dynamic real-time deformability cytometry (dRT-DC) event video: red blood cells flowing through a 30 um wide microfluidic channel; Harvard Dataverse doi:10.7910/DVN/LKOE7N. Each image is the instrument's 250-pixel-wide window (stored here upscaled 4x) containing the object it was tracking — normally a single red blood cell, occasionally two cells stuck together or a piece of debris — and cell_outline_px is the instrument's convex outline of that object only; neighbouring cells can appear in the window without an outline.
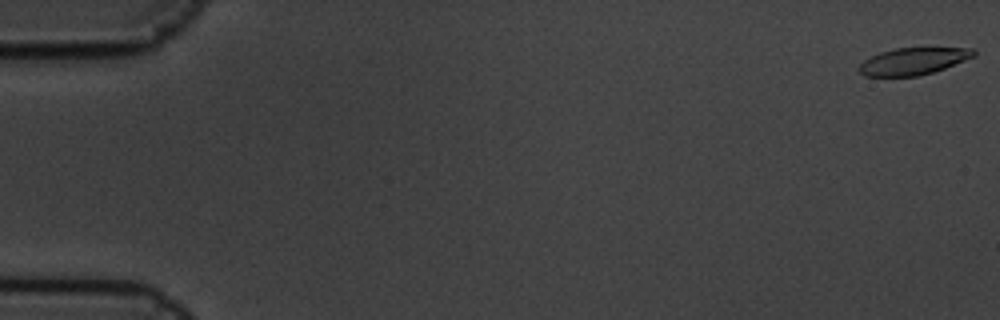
{"species": "common noctule bat (a hibernating species)", "species_latin": "Nyctalus noctula", "temperature_condition": "cold", "stored_images_in_passage": 6, "camera_frame_rate_fps": 3000, "um_per_image_px": 0.085, "animal": {"sex": "male", "body_mass_g": 19.5, "forearm_length_mm": 54.6}, "frame": {"image": 1, "passage_image": 1, "time_ms": 0.0, "image_size_px": [1000, 320], "cell_outline_px": [[976, 56], [944, 68], [920, 76], [864, 76], [856, 68], [864, 60], [880, 52], [896, 48], [976, 48]], "centroid_in_image_um": [77.63, 5.2], "position_along_channel_um": 7.4, "area_um2": 18.03}}
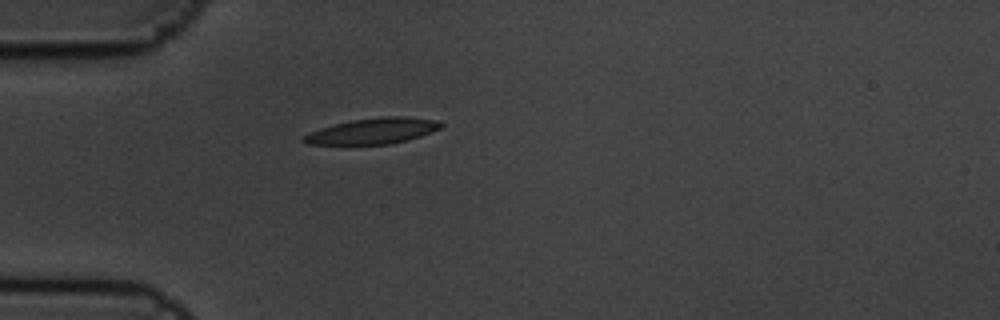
{"frame": {"image": 2, "passage_image": 5, "time_ms": 1.333, "image_size_px": [1000, 320], "cell_outline_px": [[444, 124], [440, 128], [420, 136], [408, 140], [388, 144], [308, 144], [300, 140], [308, 132], [320, 128], [352, 120], [384, 116], [404, 116], [436, 120]], "centroid_in_image_um": [31.68, 11.13], "position_along_channel_um": 53.3, "area_um2": 20.46}}